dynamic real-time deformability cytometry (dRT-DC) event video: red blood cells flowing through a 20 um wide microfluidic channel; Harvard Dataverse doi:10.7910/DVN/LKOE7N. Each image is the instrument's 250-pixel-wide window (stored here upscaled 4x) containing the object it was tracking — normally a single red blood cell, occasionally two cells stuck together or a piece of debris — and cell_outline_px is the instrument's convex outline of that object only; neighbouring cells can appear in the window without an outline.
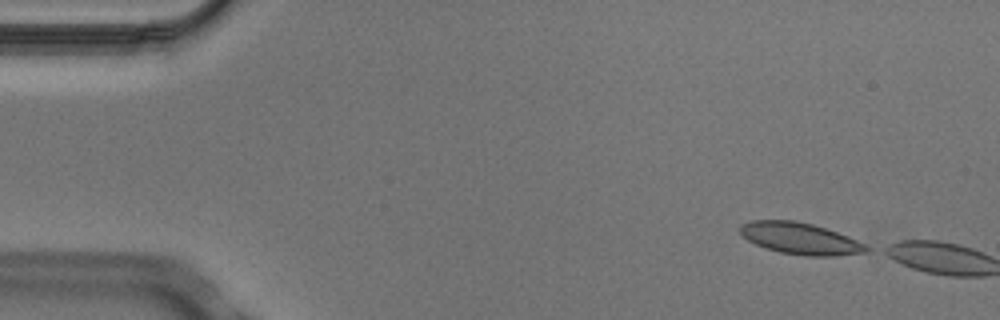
{"species": "Egyptian fruit bat (a non-hibernating species)", "species_latin": "Rousettus aegyptiacus", "temperature_condition": "cold", "stored_images_in_passage": 2, "camera_frame_rate_fps": 3000, "um_per_image_px": 0.085, "animal": {"sex": "male"}, "frame": {"image": 1, "passage_image": 1, "time_ms": 0.0, "image_size_px": [1000, 320], "cell_outline_px": [[872, 248], [868, 252], [836, 256], [804, 256], [780, 252], [756, 244], [748, 240], [740, 232], [740, 224], [752, 220], [796, 220], [812, 224], [848, 236]], "centroid_in_image_um": [68.04, 20.27], "position_along_channel_um": 17.0, "area_um2": 23.18}}